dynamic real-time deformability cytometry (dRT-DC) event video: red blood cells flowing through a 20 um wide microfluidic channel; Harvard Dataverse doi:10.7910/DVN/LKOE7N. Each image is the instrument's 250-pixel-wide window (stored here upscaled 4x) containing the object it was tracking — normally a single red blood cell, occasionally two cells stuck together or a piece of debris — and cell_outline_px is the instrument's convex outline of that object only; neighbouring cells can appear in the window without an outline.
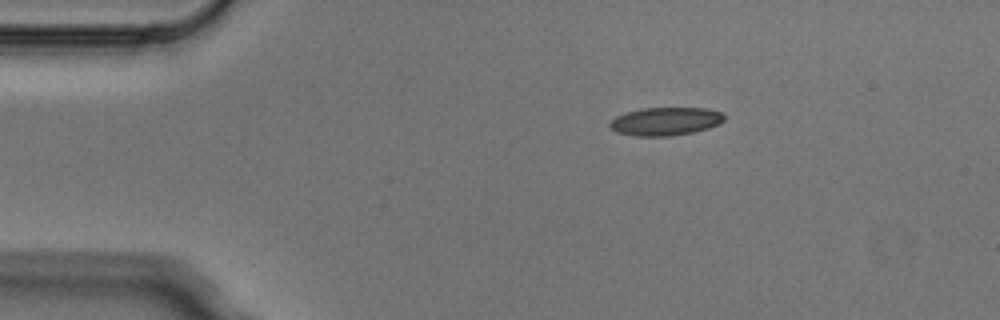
{"species": "Egyptian fruit bat (a non-hibernating species)", "species_latin": "Rousettus aegyptiacus", "temperature_condition": "cold", "stored_images_in_passage": 4, "camera_frame_rate_fps": 3000, "um_per_image_px": 0.085, "animal": {"sex": "male"}, "frame": {"image": 1, "passage_image": 1, "time_ms": 0.0, "image_size_px": [1000, 320], "cell_outline_px": [[724, 120], [720, 124], [708, 128], [692, 132], [672, 136], [636, 136], [616, 132], [608, 124], [616, 116], [624, 112], [644, 108], [704, 108], [720, 112], [724, 116]], "centroid_in_image_um": [56.55, 10.31], "position_along_channel_um": 28.5, "area_um2": 18.73}}
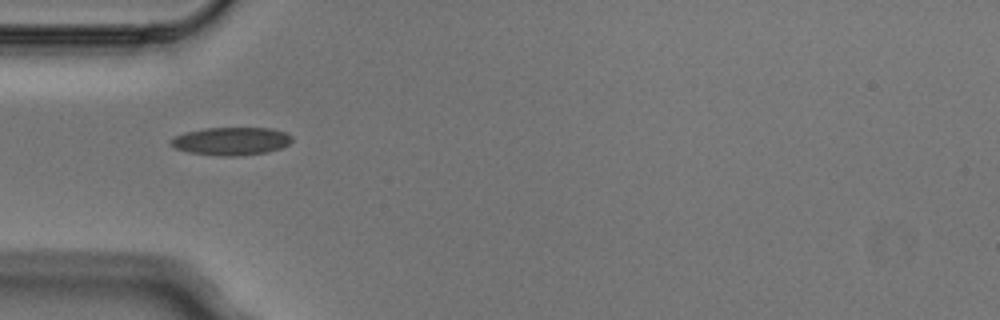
{"frame": {"image": 2, "passage_image": 3, "time_ms": 0.667, "image_size_px": [1000, 320], "cell_outline_px": [[292, 140], [288, 144], [280, 148], [268, 152], [240, 156], [220, 156], [188, 152], [176, 148], [168, 144], [168, 140], [184, 132], [204, 128], [272, 128], [284, 132], [292, 136]], "centroid_in_image_um": [19.62, 12.0], "position_along_channel_um": 65.4, "area_um2": 19.88}}
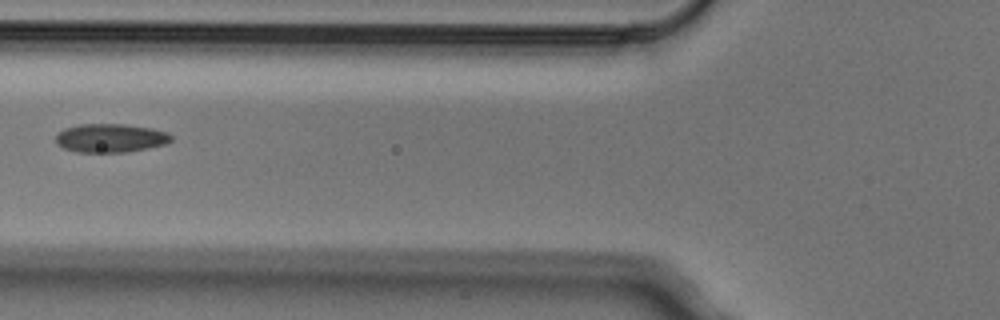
{"frame": {"image": 3, "passage_image": 4, "time_ms": 1.0, "image_size_px": [1000, 320], "cell_outline_px": [[172, 140], [164, 144], [148, 148], [124, 152], [76, 152], [64, 148], [56, 144], [56, 136], [64, 128], [80, 124], [124, 124], [152, 128], [168, 132], [172, 136]], "centroid_in_image_um": [9.39, 11.73], "position_along_channel_um": 116.4, "area_um2": 19.25}}